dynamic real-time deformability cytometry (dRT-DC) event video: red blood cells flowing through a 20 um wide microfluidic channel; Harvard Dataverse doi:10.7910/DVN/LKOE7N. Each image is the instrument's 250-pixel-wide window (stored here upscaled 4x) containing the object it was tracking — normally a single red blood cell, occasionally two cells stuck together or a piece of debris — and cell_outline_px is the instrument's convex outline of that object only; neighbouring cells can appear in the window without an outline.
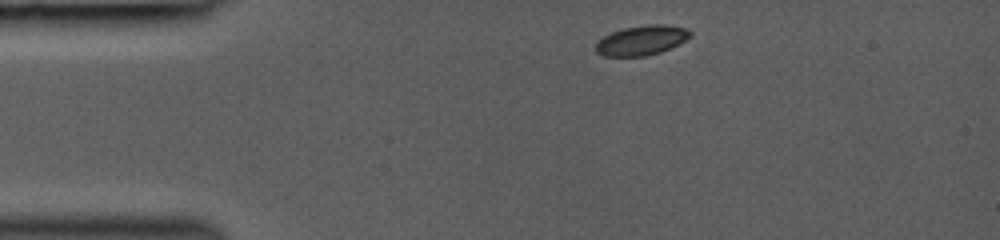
{"species": "common noctule bat (a hibernating species)", "species_latin": "Nyctalus noctula", "temperature_condition": "room temperature", "stored_images_in_passage": 4, "camera_frame_rate_fps": 3000, "um_per_image_px": 0.085, "animal": {"sex": "female", "body_mass_g": 19.0, "forearm_length_mm": 53.3}, "frame": {"image": 1, "passage_image": 1, "time_ms": 0.0, "image_size_px": [1000, 240], "cell_outline_px": [[692, 36], [660, 52], [644, 56], [604, 56], [596, 52], [596, 44], [604, 36], [612, 32], [624, 28], [648, 24], [664, 24], [688, 28], [692, 32]], "centroid_in_image_um": [54.55, 3.41], "position_along_channel_um": 30.5, "area_um2": 16.18}}